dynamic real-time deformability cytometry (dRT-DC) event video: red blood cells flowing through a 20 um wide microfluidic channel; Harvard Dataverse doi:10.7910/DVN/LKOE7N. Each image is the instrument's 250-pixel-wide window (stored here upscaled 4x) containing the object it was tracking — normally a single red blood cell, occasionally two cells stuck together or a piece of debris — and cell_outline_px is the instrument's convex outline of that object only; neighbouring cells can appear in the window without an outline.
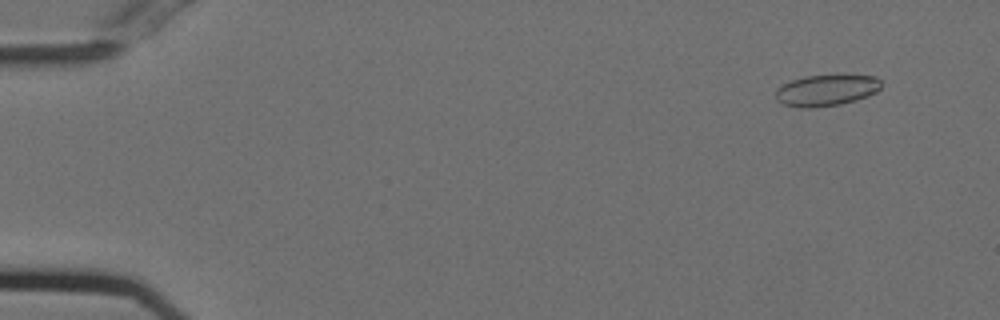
{"species": "Egyptian fruit bat (a non-hibernating species)", "species_latin": "Rousettus aegyptiacus", "temperature_condition": "cold", "stored_images_in_passage": 55, "camera_frame_rate_fps": 3000, "um_per_image_px": 0.085, "animal": {"sex": "female"}, "frame": {"image": 1, "passage_image": 5, "time_ms": 1.333, "image_size_px": [1000, 320], "cell_outline_px": [[880, 88], [876, 92], [868, 96], [856, 100], [840, 104], [816, 108], [800, 108], [784, 104], [776, 100], [776, 88], [792, 80], [804, 76], [876, 76], [880, 80]], "centroid_in_image_um": [70.21, 7.69], "position_along_channel_um": 14.8, "area_um2": 19.07}}
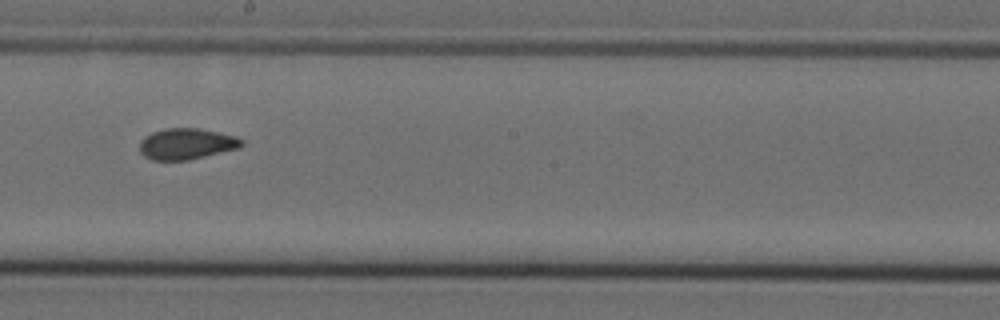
{"frame": {"image": 2, "passage_image": 32, "time_ms": 10.333, "image_size_px": [1000, 320], "cell_outline_px": [[244, 144], [240, 148], [188, 160], [152, 160], [144, 156], [140, 152], [140, 140], [144, 136], [152, 132], [164, 128], [196, 128], [236, 136], [244, 140]], "centroid_in_image_um": [15.85, 12.23], "position_along_channel_um": 232.4, "area_um2": 18.55}}
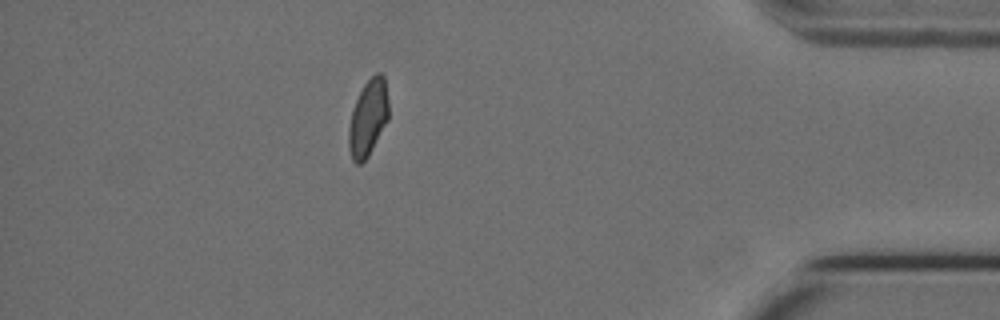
{"frame": {"image": 3, "passage_image": 49, "time_ms": 16.0, "image_size_px": [1000, 320], "cell_outline_px": [[388, 120], [368, 156], [360, 164], [356, 164], [352, 160], [348, 148], [348, 128], [352, 108], [364, 84], [376, 72], [380, 72], [384, 76], [388, 100]], "centroid_in_image_um": [31.27, 10.03], "position_along_channel_um": 403.9, "area_um2": 17.8}, "authors_computed_cell_mechanics": {"area_um2": 18.6694, "velocity_mm_per_s": 3.7335, "shape_relaxation_time_tau1_ms": null, "shape_relaxation_time_tau2_ms": 1.2557, "deformation_change_tau1": null, "deformation_change_tau2": 0.0453}}